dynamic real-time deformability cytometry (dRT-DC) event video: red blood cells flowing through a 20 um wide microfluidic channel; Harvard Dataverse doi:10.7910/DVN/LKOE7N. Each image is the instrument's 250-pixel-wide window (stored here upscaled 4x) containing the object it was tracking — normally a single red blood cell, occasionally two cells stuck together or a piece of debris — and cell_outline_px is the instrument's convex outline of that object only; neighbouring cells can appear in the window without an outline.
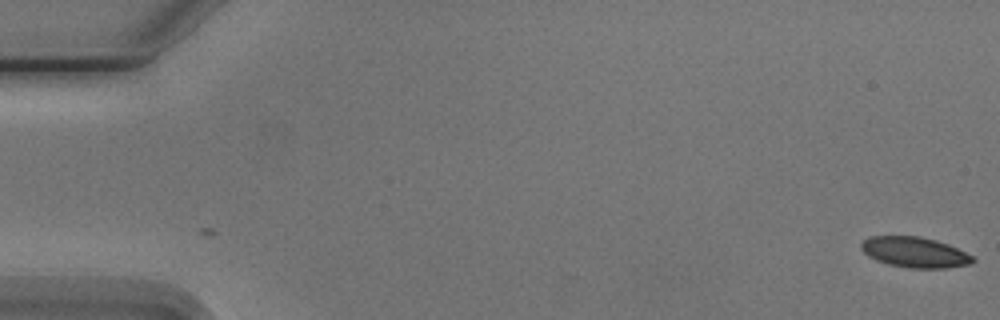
{"species": "Egyptian fruit bat (a non-hibernating species)", "species_latin": "Rousettus aegyptiacus", "temperature_condition": "cold", "stored_images_in_passage": 2, "camera_frame_rate_fps": 3000, "um_per_image_px": 0.085, "animal": {"sex": "male"}, "frame": {"image": 1, "passage_image": 2, "time_ms": 1.333, "image_size_px": [1000, 320], "cell_outline_px": [[976, 260], [968, 264], [944, 268], [908, 268], [888, 264], [876, 260], [868, 256], [860, 248], [860, 244], [868, 236], [920, 236], [936, 240], [948, 244], [972, 256]], "centroid_in_image_um": [77.71, 21.43], "position_along_channel_um": 7.3, "area_um2": 19.77}}